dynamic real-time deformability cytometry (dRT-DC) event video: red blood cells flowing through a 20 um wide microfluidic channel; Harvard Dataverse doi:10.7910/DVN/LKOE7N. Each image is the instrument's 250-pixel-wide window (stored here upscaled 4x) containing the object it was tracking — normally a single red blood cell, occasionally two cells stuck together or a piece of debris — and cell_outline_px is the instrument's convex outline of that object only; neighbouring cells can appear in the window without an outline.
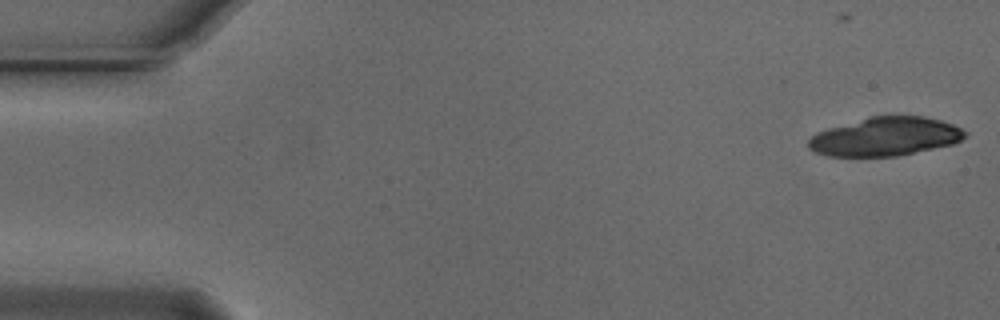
{"species": "Egyptian fruit bat (a non-hibernating species)", "species_latin": "Rousettus aegyptiacus", "temperature_condition": "cold", "stored_images_in_passage": 8, "camera_frame_rate_fps": 3000, "um_per_image_px": 0.085, "animal": {"sex": "male"}, "frame": {"image": 1, "passage_image": 1, "time_ms": 0.0, "image_size_px": [1000, 320], "cell_outline_px": [[968, 132], [960, 140], [952, 144], [896, 156], [828, 156], [816, 152], [808, 148], [808, 140], [816, 132], [828, 128], [872, 116], [924, 116], [940, 120], [952, 124]], "centroid_in_image_um": [75.23, 11.61], "position_along_channel_um": 9.8, "area_um2": 34.91}}